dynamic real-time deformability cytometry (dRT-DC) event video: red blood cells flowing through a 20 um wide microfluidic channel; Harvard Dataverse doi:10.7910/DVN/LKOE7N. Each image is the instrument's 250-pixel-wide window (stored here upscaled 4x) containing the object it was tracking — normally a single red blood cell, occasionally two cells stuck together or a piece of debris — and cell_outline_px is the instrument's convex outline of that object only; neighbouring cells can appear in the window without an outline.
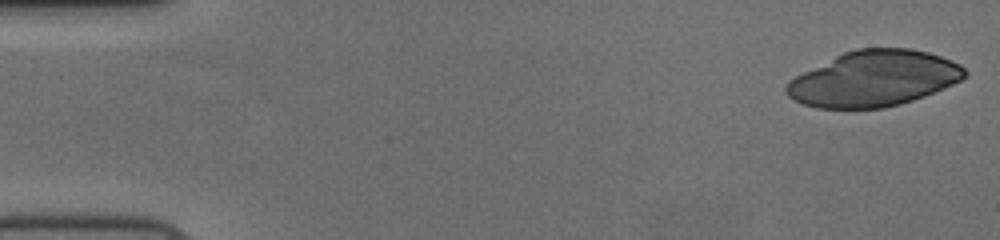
{"species": "human", "species_latin": "Homo sapiens", "temperature_condition": "cold", "stored_images_in_passage": 54, "camera_frame_rate_fps": 3000, "um_per_image_px": 0.085, "donor": {"sex": "female"}, "frame": {"image": 1, "passage_image": 1, "time_ms": 0.0, "image_size_px": [1000, 240], "cell_outline_px": [[968, 72], [960, 80], [952, 84], [924, 96], [900, 104], [884, 108], [816, 108], [804, 104], [788, 96], [784, 92], [784, 88], [788, 80], [844, 52], [856, 48], [912, 48], [928, 52], [952, 60], [960, 64]], "centroid_in_image_um": [74.27, 6.68], "position_along_channel_um": 10.7, "area_um2": 57.57}}